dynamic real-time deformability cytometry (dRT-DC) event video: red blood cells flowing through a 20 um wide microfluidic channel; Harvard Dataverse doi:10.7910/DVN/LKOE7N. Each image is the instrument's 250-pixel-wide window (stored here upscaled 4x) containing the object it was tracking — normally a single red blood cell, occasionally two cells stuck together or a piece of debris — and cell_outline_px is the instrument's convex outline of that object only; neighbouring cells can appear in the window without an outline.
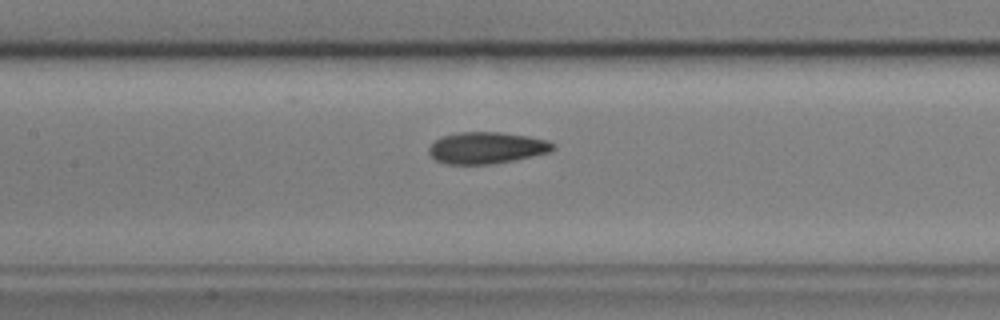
{"species": "common noctule bat (a hibernating species)", "species_latin": "Nyctalus noctula", "temperature_condition": "cold", "stored_images_in_passage": 29, "camera_frame_rate_fps": 3000, "um_per_image_px": 0.085, "animal": {"sex": "male", "body_mass_g": 17.9, "forearm_length_mm": 54.2}, "frame": {"image": 1, "passage_image": 14, "time_ms": 4.333, "image_size_px": [1000, 320], "cell_outline_px": [[556, 148], [552, 152], [516, 160], [492, 164], [444, 164], [436, 160], [428, 152], [428, 148], [440, 136], [460, 132], [496, 132], [528, 136], [548, 140], [556, 144]], "centroid_in_image_um": [41.4, 12.57], "position_along_channel_um": 166.0, "area_um2": 23.12}}
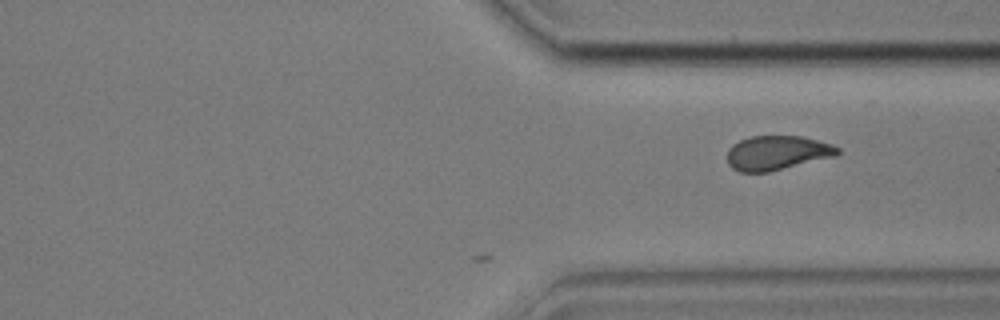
{"frame": {"image": 2, "passage_image": 29, "time_ms": 9.333, "image_size_px": [1000, 320], "cell_outline_px": [[840, 152], [836, 156], [768, 172], [740, 172], [732, 168], [728, 164], [728, 148], [732, 144], [740, 140], [752, 136], [800, 136], [832, 144], [840, 148]], "centroid_in_image_um": [66.05, 12.99], "position_along_channel_um": 345.4, "area_um2": 22.08}}